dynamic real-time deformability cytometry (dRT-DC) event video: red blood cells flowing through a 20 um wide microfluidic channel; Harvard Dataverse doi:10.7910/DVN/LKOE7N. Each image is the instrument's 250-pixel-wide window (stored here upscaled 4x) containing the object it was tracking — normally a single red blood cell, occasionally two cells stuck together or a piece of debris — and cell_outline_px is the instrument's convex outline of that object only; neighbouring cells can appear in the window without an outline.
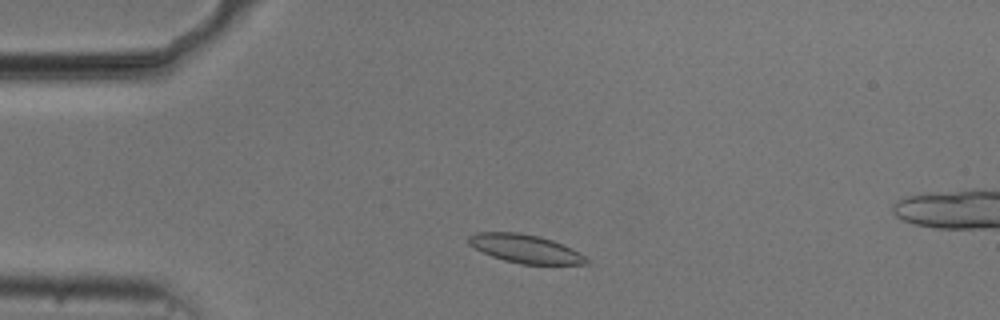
{"species": "common noctule bat (a hibernating species)", "species_latin": "Nyctalus noctula", "temperature_condition": "cold", "stored_images_in_passage": 48, "camera_frame_rate_fps": 3000, "um_per_image_px": 0.085, "animal": {"sex": "male", "body_mass_g": 20.5, "forearm_length_mm": 52.5}, "frame": {"image": 1, "passage_image": 6, "time_ms": 1.667, "image_size_px": [1000, 320], "cell_outline_px": [[588, 264], [520, 264], [504, 260], [492, 256], [468, 244], [468, 236], [476, 232], [520, 232], [540, 236], [552, 240], [572, 248], [580, 252], [588, 260]], "centroid_in_image_um": [44.65, 21.13], "position_along_channel_um": 40.3, "area_um2": 19.48}}
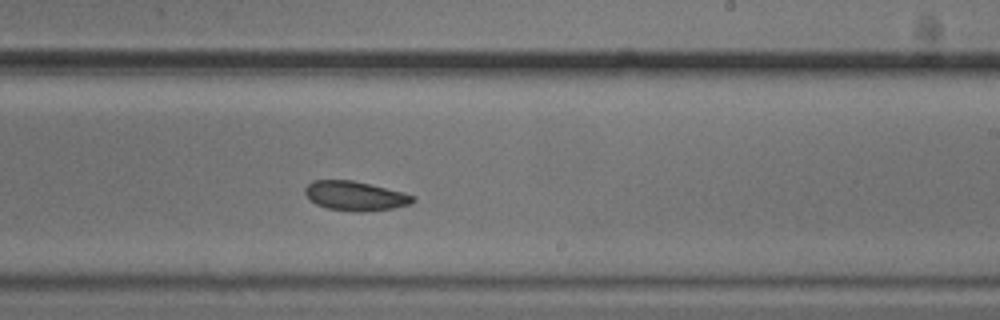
{"frame": {"image": 2, "passage_image": 26, "time_ms": 8.333, "image_size_px": [1000, 320], "cell_outline_px": [[416, 200], [412, 204], [392, 208], [360, 212], [356, 212], [328, 208], [316, 204], [304, 192], [304, 188], [312, 180], [352, 180], [404, 192], [416, 196]], "centroid_in_image_um": [30.23, 16.65], "position_along_channel_um": 258.8, "area_um2": 18.44}}
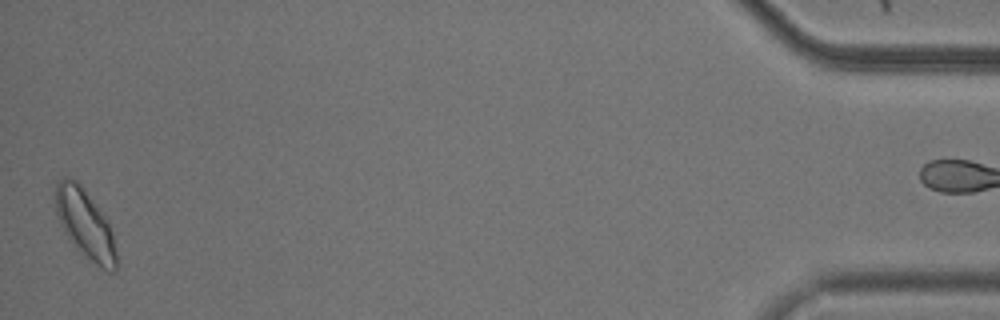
{"frame": {"image": 3, "passage_image": 47, "time_ms": 15.333, "image_size_px": [1000, 320], "cell_outline_px": [[116, 272], [108, 272], [100, 268], [84, 256], [72, 244], [64, 232], [56, 216], [56, 184], [64, 176], [68, 176], [76, 180], [80, 184], [104, 216], [112, 232], [116, 252]], "centroid_in_image_um": [7.23, 19.07], "position_along_channel_um": 428.0, "area_um2": 24.33}, "authors_computed_cell_mechanics": {"area_um2": 19.1318, "velocity_mm_per_s": 3.7019, "shape_relaxation_time_tau1_ms": 2.6504, "shape_relaxation_time_tau2_ms": 3.2774, "deformation_change_tau1": 0.0814, "deformation_change_tau2": 0.0796}}